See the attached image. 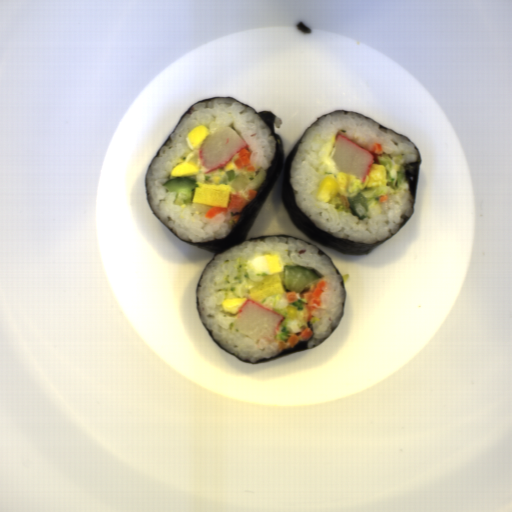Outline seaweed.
Masks as SVG:
<instances>
[{
    "mask_svg": "<svg viewBox=\"0 0 512 512\" xmlns=\"http://www.w3.org/2000/svg\"><path fill=\"white\" fill-rule=\"evenodd\" d=\"M415 146V145H414ZM416 148V159L414 162H403L404 164V178L403 180L406 182L408 190L410 192V200L412 204V208L415 211L416 201H417V192H418V182H419V170H420V162H421V152Z\"/></svg>",
    "mask_w": 512,
    "mask_h": 512,
    "instance_id": "obj_5",
    "label": "seaweed"
},
{
    "mask_svg": "<svg viewBox=\"0 0 512 512\" xmlns=\"http://www.w3.org/2000/svg\"><path fill=\"white\" fill-rule=\"evenodd\" d=\"M306 131L284 159L281 184V205L297 230L313 242L327 246L347 256H363L378 248L393 237L368 244L361 241L338 238L319 228L316 223L296 204L295 189L290 173Z\"/></svg>",
    "mask_w": 512,
    "mask_h": 512,
    "instance_id": "obj_2",
    "label": "seaweed"
},
{
    "mask_svg": "<svg viewBox=\"0 0 512 512\" xmlns=\"http://www.w3.org/2000/svg\"><path fill=\"white\" fill-rule=\"evenodd\" d=\"M215 97L232 98L235 101H237V102L249 107L250 109L254 110L255 112H257L255 114H257L261 118H263L267 127L271 130L268 136H274V138H275L276 157L271 161V167L269 169L264 170V171H266V177H265L262 185L255 189L256 191H258L256 198L253 199L250 203H248L241 212H231L232 215H236V214H240V213L241 214H240V217H239L237 223L236 222L234 223L233 228H232L231 232L229 233V235L220 240H211V241L196 244V243H192V242L183 240L181 237H179L175 233V231L172 228L167 226L162 220H160L156 216V214L150 204V201H149L146 176H147L149 167H150L151 163L153 162L154 158L160 157V150L162 149V147L164 145H166L171 140V134L176 129V127L179 125V123L182 121V119L185 117V115L191 114L193 106H195L196 104H199L201 102L211 101ZM275 120H276L275 114L272 113L271 111H269L268 109L262 110V111H257L251 105H249L233 96H213V97L203 98L201 100L193 102L184 111V113L181 115V117H180L178 123L176 124V126L174 127V129L171 131V133L169 134L167 139L164 141V143L161 145V147L155 153V155L153 156L152 160L150 161V163L148 164V166L146 168L145 179H144L146 200H147L149 209H150L151 213L153 214L154 218L156 219V221L158 223H160L162 226H164L166 229H168L171 233H173L182 242H185L187 244H190V245L195 246L200 249L214 252L210 261L207 263V265L204 267V269L199 274L196 289H195L196 310H197L200 322L206 330L208 327L205 325V323L201 317L200 299H199V287H202V281H203V278L205 275V271L209 267V265L215 260L217 255L246 241L247 235H248L253 223L255 222L257 216L259 215L261 209L263 208L272 188L274 187L275 183L279 179L281 172H282V168H283L286 156H285L282 137L276 133L275 128H274V126L276 125Z\"/></svg>",
    "mask_w": 512,
    "mask_h": 512,
    "instance_id": "obj_1",
    "label": "seaweed"
},
{
    "mask_svg": "<svg viewBox=\"0 0 512 512\" xmlns=\"http://www.w3.org/2000/svg\"><path fill=\"white\" fill-rule=\"evenodd\" d=\"M210 338L215 342V344L220 348L222 349L225 353L235 357L236 359H238L239 361H242L244 363H262V362H266V361H270V360H274V359H277V358H280V357H283V356H287V355H290V354H294V353H298V352H301L303 350H306V349H310V346H309V343L307 340H301L298 342V344L295 346V347H286V348H283L277 356H274V357H271V358H260L258 360H255V361H252L250 359H245V358H242V357H239L238 355H236L233 351H231L230 349L226 348L225 346H223L221 344V341L219 339H216L215 336H214V332L213 330H210L208 328L207 330Z\"/></svg>",
    "mask_w": 512,
    "mask_h": 512,
    "instance_id": "obj_4",
    "label": "seaweed"
},
{
    "mask_svg": "<svg viewBox=\"0 0 512 512\" xmlns=\"http://www.w3.org/2000/svg\"><path fill=\"white\" fill-rule=\"evenodd\" d=\"M270 237H278V238H291V239H295V240H300L302 242H304L305 244L307 245H312L314 246L315 248H317V252H318V255L319 257L320 256H326V258L329 260V262L332 264V266L334 267L335 269V274L337 276H341L342 278V275L339 271V269L337 268L336 264L334 263L332 257L330 255H328L326 252H324L321 248H319L316 244L312 243V242H309L305 239H301V238H298V237H294V236H289V235H285V234H272V235H266V236H260V237H256V238H251L249 240H246V241H252V242H264L266 241L267 238H270ZM343 280V278H342ZM340 286L343 288V295H342V305H341V312H340V317L336 323V325H333L331 326V332L333 331H336L337 328L339 327V325L342 323L343 321V316H344V308H345V300H346V291H345V284H344V280L343 281H340Z\"/></svg>",
    "mask_w": 512,
    "mask_h": 512,
    "instance_id": "obj_3",
    "label": "seaweed"
}]
</instances>
